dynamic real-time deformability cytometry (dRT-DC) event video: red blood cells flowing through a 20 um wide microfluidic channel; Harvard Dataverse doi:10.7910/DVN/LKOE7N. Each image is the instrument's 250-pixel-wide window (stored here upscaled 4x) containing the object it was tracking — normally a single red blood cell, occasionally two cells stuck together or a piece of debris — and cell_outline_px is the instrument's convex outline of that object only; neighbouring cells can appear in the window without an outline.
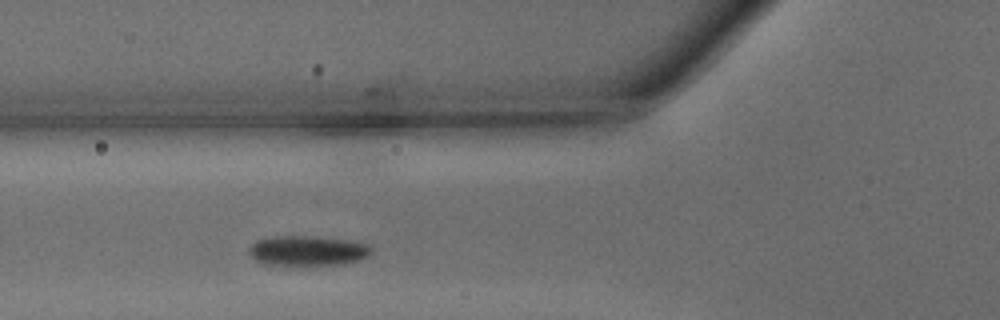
{"species": "common noctule bat (a hibernating species)", "species_latin": "Nyctalus noctula", "temperature_condition": "warm", "stored_images_in_passage": 18, "camera_frame_rate_fps": 3000, "um_per_image_px": 0.085, "animal": {"sex": "male", "body_mass_g": 15.6}, "frame": {"image": 1, "passage_image": 6, "time_ms": 1.667, "image_size_px": [1000, 320], "cell_outline_px": [[372, 252], [368, 256], [360, 260], [340, 264], [300, 268], [264, 264], [256, 260], [248, 252], [248, 248], [256, 240], [272, 236], [320, 236], [368, 244], [372, 248]], "centroid_in_image_um": [26.11, 21.35], "position_along_channel_um": 99.7, "area_um2": 22.31}}
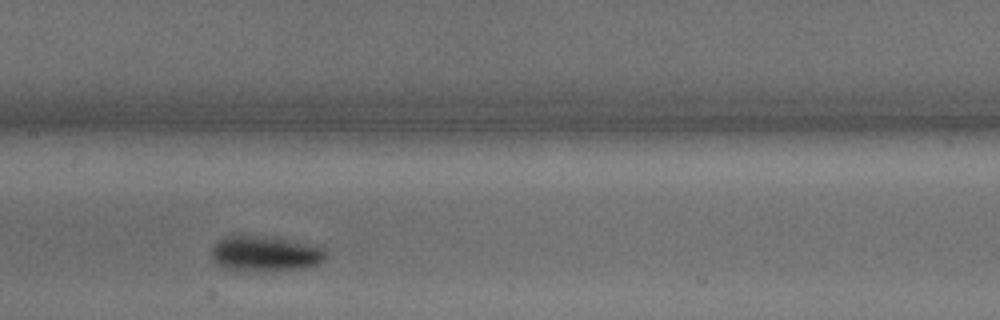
{"frame": {"image": 2, "passage_image": 12, "time_ms": 3.667, "image_size_px": [1000, 320], "cell_outline_px": [[324, 260], [316, 264], [304, 268], [252, 272], [232, 272], [224, 268], [212, 260], [212, 244], [216, 240], [232, 232], [240, 232], [272, 236], [320, 244], [324, 248]], "centroid_in_image_um": [22.46, 21.5], "position_along_channel_um": 184.9, "area_um2": 25.32}}
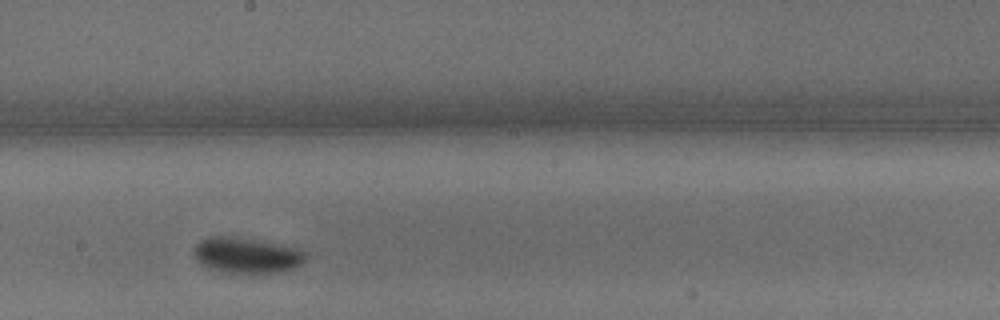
{"frame": {"image": 3, "passage_image": 15, "time_ms": 4.667, "image_size_px": [1000, 320], "cell_outline_px": [[304, 260], [296, 268], [276, 272], [252, 276], [208, 268], [200, 264], [196, 256], [196, 244], [200, 240], [212, 236], [220, 236], [252, 240], [296, 248], [304, 252]], "centroid_in_image_um": [20.96, 21.75], "position_along_channel_um": 227.2, "area_um2": 22.83}}